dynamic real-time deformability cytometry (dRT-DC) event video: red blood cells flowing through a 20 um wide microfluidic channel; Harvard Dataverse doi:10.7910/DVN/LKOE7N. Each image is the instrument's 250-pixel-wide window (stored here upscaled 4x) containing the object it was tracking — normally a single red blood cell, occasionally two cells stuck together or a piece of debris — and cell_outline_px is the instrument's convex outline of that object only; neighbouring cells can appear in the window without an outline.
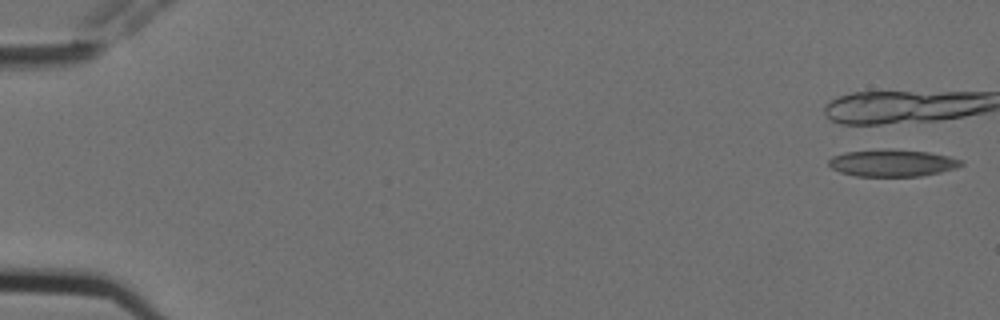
{"species": "Egyptian fruit bat (a non-hibernating species)", "species_latin": "Rousettus aegyptiacus", "temperature_condition": "cold", "stored_images_in_passage": 4, "camera_frame_rate_fps": 3000, "um_per_image_px": 0.085, "animal": {"sex": "female"}, "frame": {"image": 1, "passage_image": 1, "time_ms": 0.0, "image_size_px": [1000, 320], "cell_outline_px": [[964, 164], [956, 168], [940, 172], [920, 176], [856, 176], [840, 172], [832, 168], [828, 164], [828, 160], [832, 156], [844, 152], [884, 148], [888, 148], [928, 152], [948, 156], [964, 160]], "centroid_in_image_um": [75.84, 13.84], "position_along_channel_um": 9.2, "area_um2": 21.1}}